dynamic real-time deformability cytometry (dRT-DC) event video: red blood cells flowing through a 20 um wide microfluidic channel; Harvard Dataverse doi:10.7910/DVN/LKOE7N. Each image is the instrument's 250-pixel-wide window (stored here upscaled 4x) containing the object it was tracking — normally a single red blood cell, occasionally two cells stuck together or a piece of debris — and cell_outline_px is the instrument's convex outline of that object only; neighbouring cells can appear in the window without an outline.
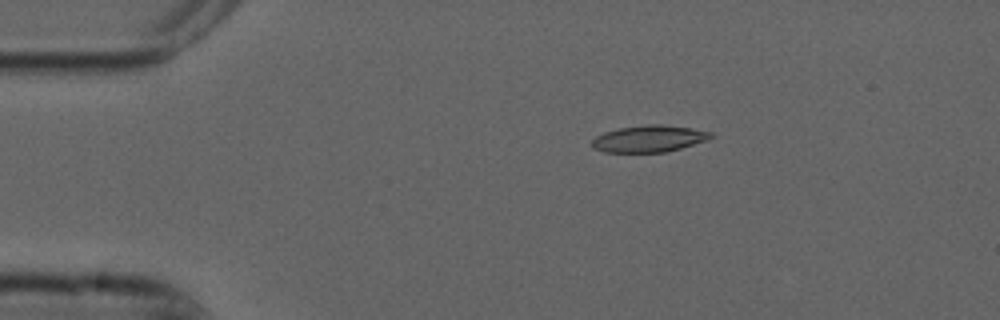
{"species": "common noctule bat (a hibernating species)", "species_latin": "Nyctalus noctula", "temperature_condition": "cold", "stored_images_in_passage": 7, "camera_frame_rate_fps": 3000, "um_per_image_px": 0.085, "animal": {"sex": "male", "forearm_length_mm": 52.5}, "frame": {"image": 1, "passage_image": 3, "time_ms": 0.667, "image_size_px": [1000, 320], "cell_outline_px": [[716, 136], [708, 140], [680, 148], [664, 152], [604, 152], [592, 148], [592, 140], [596, 136], [604, 132], [620, 128], [648, 124], [664, 124], [692, 128], [712, 132]], "centroid_in_image_um": [55.2, 11.78], "position_along_channel_um": 29.8, "area_um2": 18.61}}
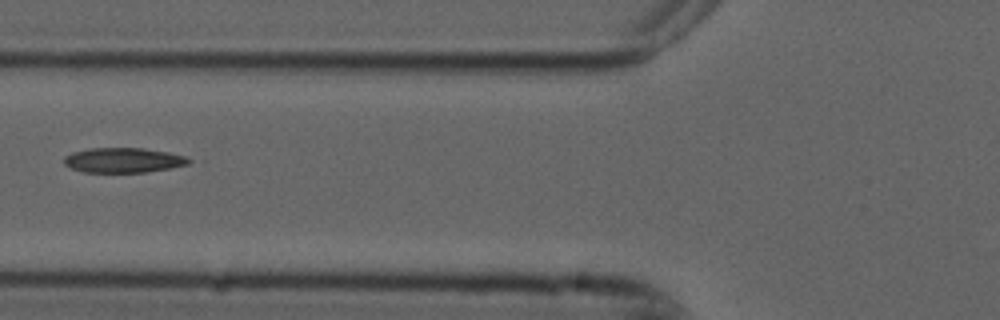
{"frame": {"image": 2, "passage_image": 6, "time_ms": 1.667, "image_size_px": [1000, 320], "cell_outline_px": [[192, 160], [188, 164], [168, 168], [144, 172], [84, 172], [72, 168], [64, 164], [64, 156], [72, 152], [92, 148], [144, 148], [168, 152], [184, 156]], "centroid_in_image_um": [10.46, 13.61], "position_along_channel_um": 115.3, "area_um2": 17.92}}
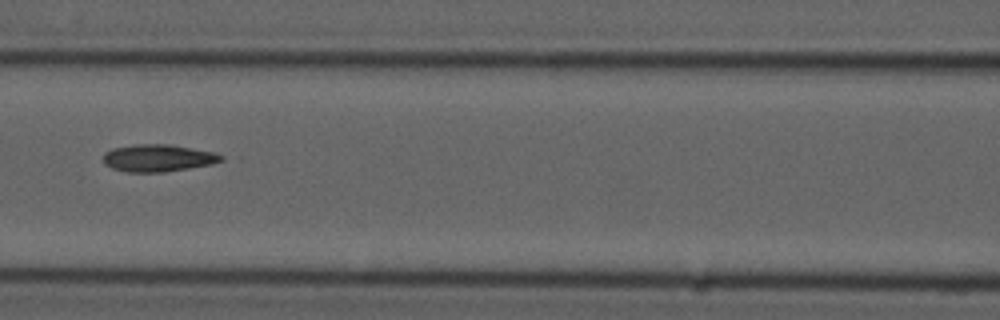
{"frame": {"image": 3, "passage_image": 7, "time_ms": 2.0, "image_size_px": [1000, 320], "cell_outline_px": [[224, 160], [212, 164], [164, 172], [128, 172], [112, 168], [104, 164], [104, 152], [112, 148], [136, 144], [168, 144], [212, 152], [224, 156]], "centroid_in_image_um": [13.41, 13.43], "position_along_channel_um": 153.2, "area_um2": 18.61}}